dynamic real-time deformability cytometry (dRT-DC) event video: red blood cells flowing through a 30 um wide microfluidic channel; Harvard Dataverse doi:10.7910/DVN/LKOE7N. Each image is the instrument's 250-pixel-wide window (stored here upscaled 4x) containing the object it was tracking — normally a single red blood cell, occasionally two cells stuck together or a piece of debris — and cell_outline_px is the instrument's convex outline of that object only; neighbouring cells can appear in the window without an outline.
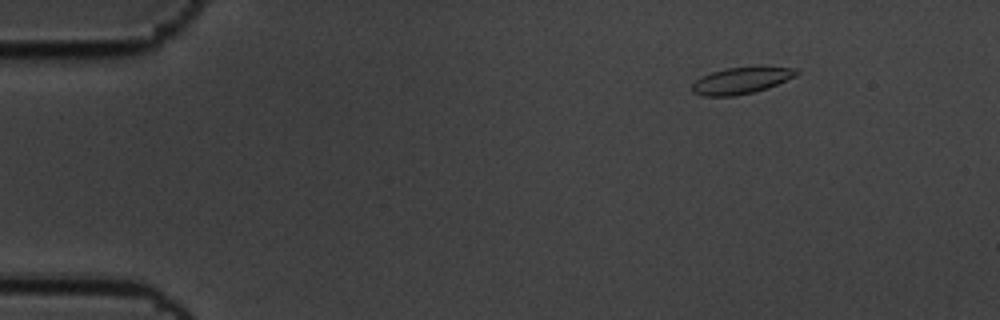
{"species": "common noctule bat (a hibernating species)", "species_latin": "Nyctalus noctula", "temperature_condition": "cold", "stored_images_in_passage": 52, "camera_frame_rate_fps": 3000, "um_per_image_px": 0.085, "animal": {"sex": "male", "body_mass_g": 19.5, "forearm_length_mm": 54.6}, "frame": {"image": 1, "passage_image": 1, "time_ms": 0.0, "image_size_px": [1000, 320], "cell_outline_px": [[800, 72], [796, 76], [768, 88], [752, 92], [732, 96], [704, 96], [692, 92], [692, 84], [696, 80], [712, 72], [728, 68], [796, 68]], "centroid_in_image_um": [62.99, 6.87], "position_along_channel_um": 22.0, "area_um2": 15.61}}
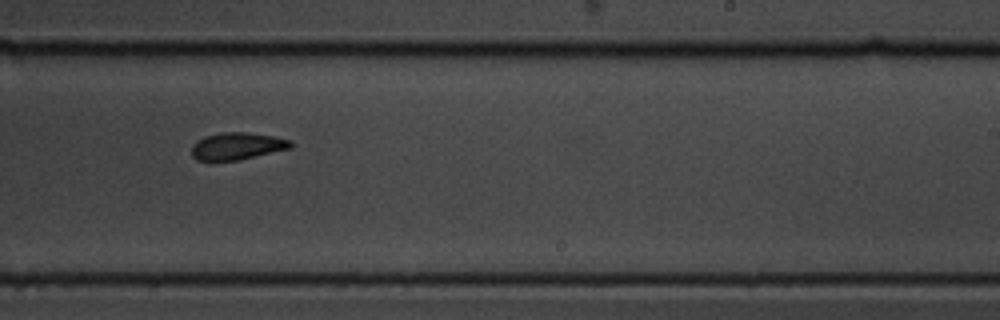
{"frame": {"image": 2, "passage_image": 30, "time_ms": 9.667, "image_size_px": [1000, 320], "cell_outline_px": [[292, 148], [240, 160], [196, 160], [192, 156], [192, 144], [196, 140], [204, 136], [220, 132], [248, 132], [272, 136], [292, 140]], "centroid_in_image_um": [20.15, 12.41], "position_along_channel_um": 268.8, "area_um2": 15.84}}
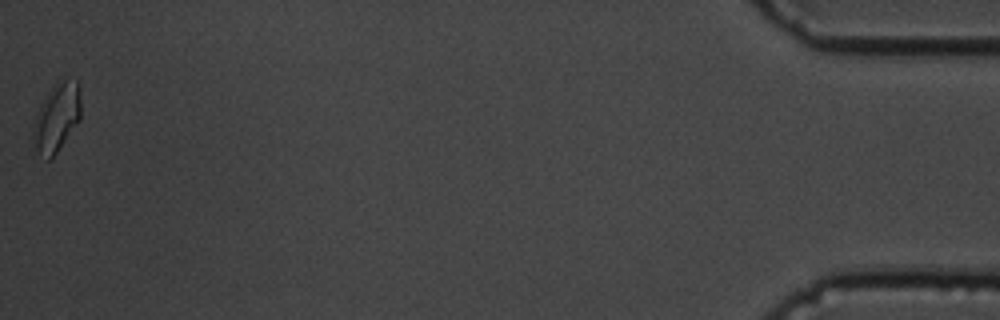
{"frame": {"image": 3, "passage_image": 52, "time_ms": 17.0, "image_size_px": [1000, 320], "cell_outline_px": [[80, 120], [56, 152], [48, 160], [36, 152], [32, 136], [32, 128], [40, 104], [48, 92], [60, 80], [76, 80], [80, 88]], "centroid_in_image_um": [4.81, 9.99], "position_along_channel_um": 430.4, "area_um2": 18.79}, "authors_computed_cell_mechanics": {"area_um2": 16.2129, "velocity_mm_per_s": 3.4347, "shape_relaxation_time_tau1_ms": 10.8705, "shape_relaxation_time_tau2_ms": 3.9376, "deformation_change_tau1": 0.1843, "deformation_change_tau2": 0.0992}}